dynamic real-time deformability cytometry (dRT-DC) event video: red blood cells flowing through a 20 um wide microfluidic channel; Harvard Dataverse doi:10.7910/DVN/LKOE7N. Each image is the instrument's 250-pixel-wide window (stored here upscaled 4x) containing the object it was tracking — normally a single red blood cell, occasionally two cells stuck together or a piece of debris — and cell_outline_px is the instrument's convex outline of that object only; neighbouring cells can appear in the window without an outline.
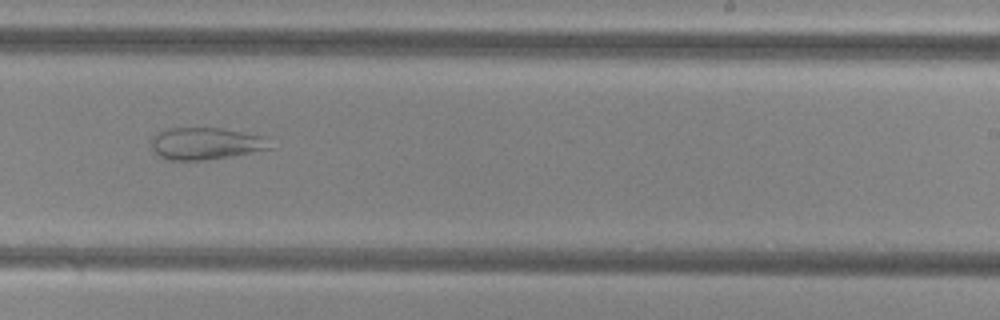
{"species": "common noctule bat (a hibernating species)", "species_latin": "Nyctalus noctula", "temperature_condition": "cold", "stored_images_in_passage": 39, "camera_frame_rate_fps": 3000, "um_per_image_px": 0.085, "animal": {"sex": "female", "body_mass_g": 29.2, "forearm_length_mm": 56.3}, "frame": {"image": 1, "passage_image": 19, "time_ms": 6.0, "image_size_px": [1000, 320], "cell_outline_px": [[272, 148], [232, 156], [204, 160], [168, 160], [160, 156], [152, 148], [148, 140], [156, 132], [168, 128], [220, 128], [260, 136]], "centroid_in_image_um": [17.36, 12.2], "position_along_channel_um": 271.6, "area_um2": 21.91}}
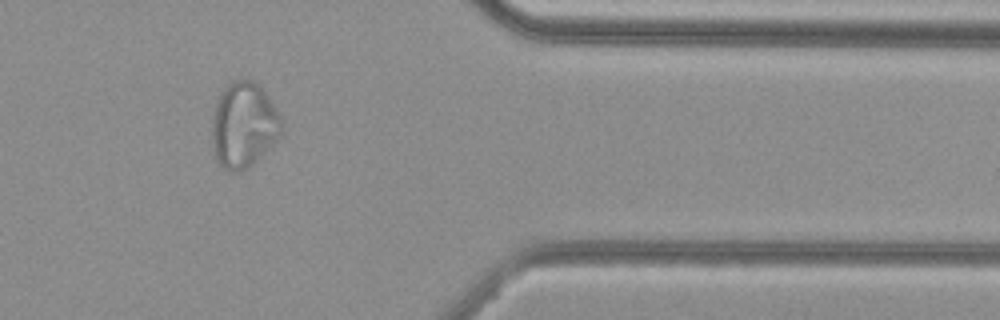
{"frame": {"image": 2, "passage_image": 30, "time_ms": 9.667, "image_size_px": [1000, 320], "cell_outline_px": [[284, 132], [248, 168], [240, 172], [232, 172], [224, 168], [216, 160], [212, 148], [212, 112], [220, 92], [232, 80], [252, 80], [260, 84], [280, 116], [284, 124]], "centroid_in_image_um": [20.7, 10.62], "position_along_channel_um": 390.7, "area_um2": 34.97}}
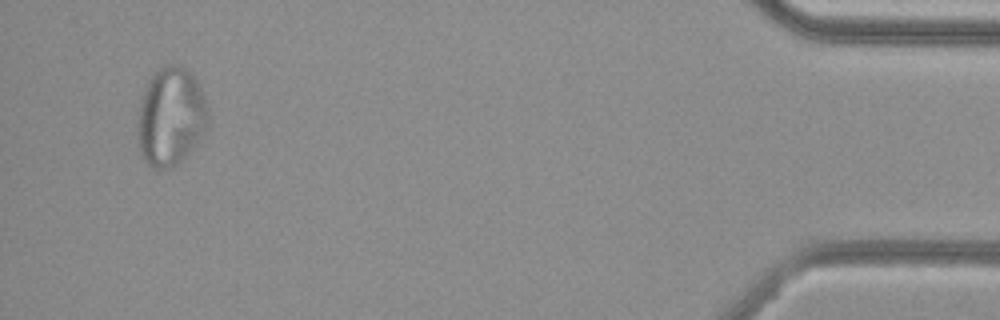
{"frame": {"image": 3, "passage_image": 37, "time_ms": 12.0, "image_size_px": [1000, 320], "cell_outline_px": [[208, 132], [172, 168], [152, 168], [140, 156], [136, 132], [136, 128], [140, 104], [144, 92], [152, 76], [160, 68], [168, 64], [180, 64], [196, 76], [208, 104]], "centroid_in_image_um": [14.54, 9.92], "position_along_channel_um": 420.7, "area_um2": 41.04}}